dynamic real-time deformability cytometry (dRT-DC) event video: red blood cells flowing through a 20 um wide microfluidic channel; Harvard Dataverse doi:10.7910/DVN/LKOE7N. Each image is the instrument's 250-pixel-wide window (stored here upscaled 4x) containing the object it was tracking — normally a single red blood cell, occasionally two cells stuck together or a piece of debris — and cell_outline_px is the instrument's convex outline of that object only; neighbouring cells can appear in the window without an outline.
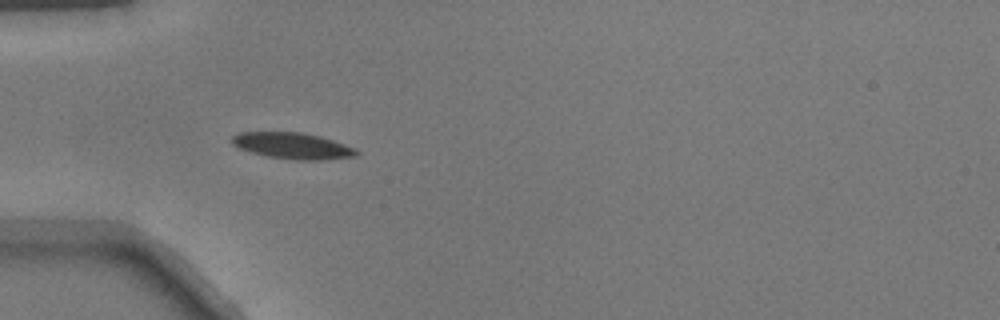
{"species": "common noctule bat (a hibernating species)", "species_latin": "Nyctalus noctula", "temperature_condition": "warm", "stored_images_in_passage": 36, "camera_frame_rate_fps": 3000, "um_per_image_px": 0.085, "animal": {"sex": "male", "body_mass_g": 17.9}, "frame": {"image": 1, "passage_image": 1, "time_ms": 0.0, "image_size_px": [1000, 320], "cell_outline_px": [[360, 152], [356, 156], [324, 160], [296, 160], [268, 156], [252, 152], [240, 148], [232, 144], [232, 136], [240, 132], [300, 132], [320, 136], [356, 148]], "centroid_in_image_um": [24.91, 12.39], "position_along_channel_um": 60.1, "area_um2": 18.96}}
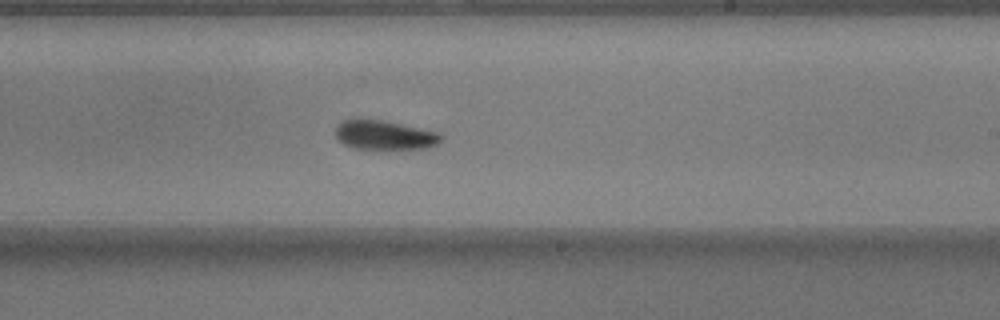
{"frame": {"image": 2, "passage_image": 16, "time_ms": 5.0, "image_size_px": [1000, 320], "cell_outline_px": [[444, 136], [436, 144], [428, 148], [352, 148], [336, 140], [336, 128], [344, 120], [384, 120], [440, 132]], "centroid_in_image_um": [32.71, 11.48], "position_along_channel_um": 256.3, "area_um2": 17.74}}
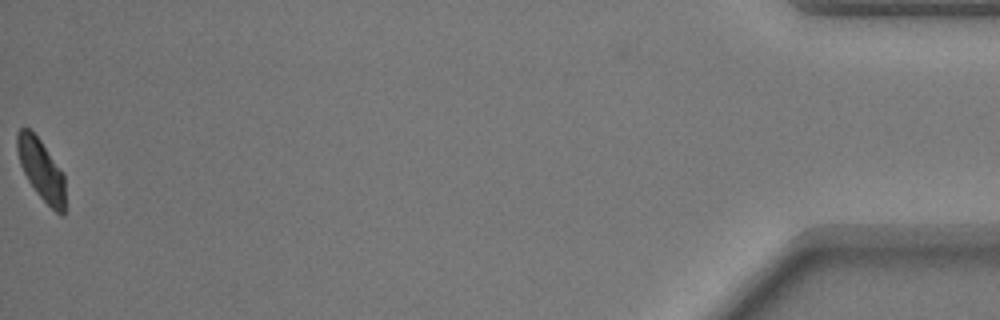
{"frame": {"image": 3, "passage_image": 36, "time_ms": 11.667, "image_size_px": [1000, 320], "cell_outline_px": [[64, 216], [60, 216], [36, 192], [28, 180], [20, 164], [16, 148], [16, 132], [20, 128], [28, 128], [40, 140], [64, 172]], "centroid_in_image_um": [3.5, 14.41], "position_along_channel_um": 431.7, "area_um2": 16.99}}